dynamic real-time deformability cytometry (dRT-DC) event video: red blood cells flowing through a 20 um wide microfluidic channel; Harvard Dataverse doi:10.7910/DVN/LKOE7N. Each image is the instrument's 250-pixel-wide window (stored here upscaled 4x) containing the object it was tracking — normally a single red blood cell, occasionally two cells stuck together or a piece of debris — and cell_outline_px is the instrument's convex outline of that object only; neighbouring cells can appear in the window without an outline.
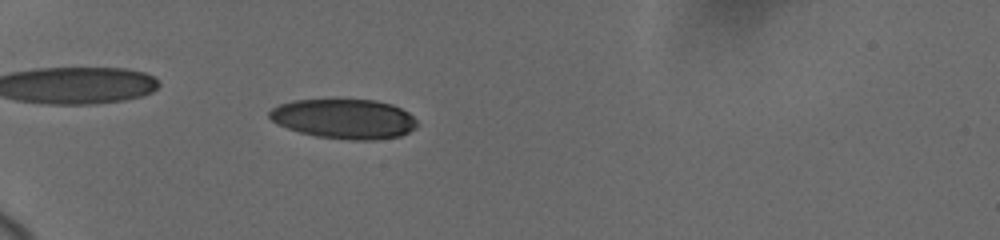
{"species": "human", "species_latin": "Homo sapiens", "temperature_condition": "cold", "stored_images_in_passage": 14, "camera_frame_rate_fps": 3000, "um_per_image_px": 0.085, "donor": {"sex": "female"}, "frame": {"image": 1, "passage_image": 5, "time_ms": 2.0, "image_size_px": [1000, 240], "cell_outline_px": [[420, 124], [416, 128], [400, 136], [376, 140], [348, 140], [316, 136], [300, 132], [276, 124], [268, 116], [268, 112], [272, 108], [280, 104], [292, 100], [376, 100], [392, 104], [408, 112]], "centroid_in_image_um": [29.27, 10.11], "position_along_channel_um": 55.7, "area_um2": 34.33}}
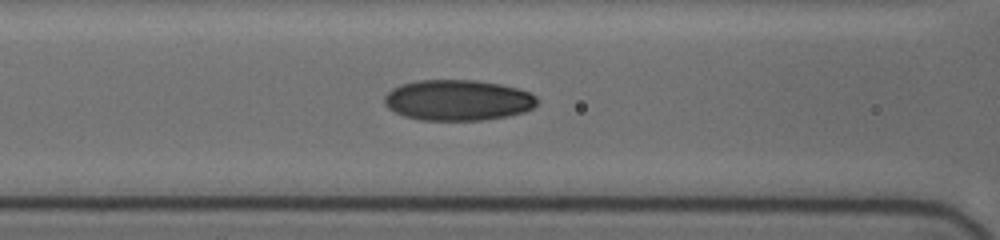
{"frame": {"image": 2, "passage_image": 11, "time_ms": 4.667, "image_size_px": [1000, 240], "cell_outline_px": [[540, 100], [532, 108], [524, 112], [508, 116], [484, 120], [420, 120], [404, 116], [388, 108], [384, 104], [384, 96], [392, 88], [400, 84], [420, 80], [476, 80], [500, 84], [516, 88], [528, 92], [536, 96]], "centroid_in_image_um": [38.91, 8.51], "position_along_channel_um": 127.7, "area_um2": 36.41}}
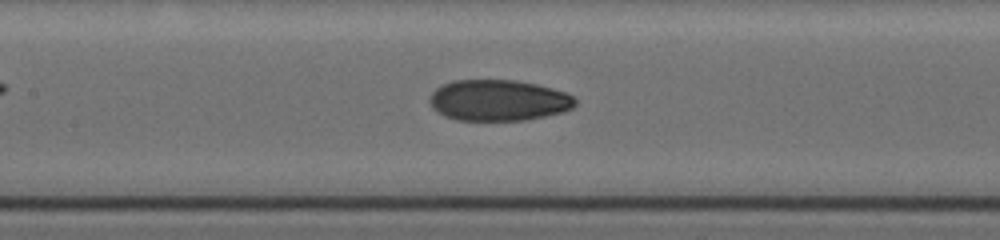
{"frame": {"image": 3, "passage_image": 13, "time_ms": 5.667, "image_size_px": [1000, 240], "cell_outline_px": [[576, 104], [572, 108], [560, 112], [544, 116], [524, 120], [456, 120], [444, 116], [436, 112], [432, 108], [428, 100], [432, 92], [436, 88], [452, 80], [516, 80], [536, 84], [552, 88], [564, 92], [572, 96], [576, 100]], "centroid_in_image_um": [42.32, 8.52], "position_along_channel_um": 165.1, "area_um2": 34.85}}